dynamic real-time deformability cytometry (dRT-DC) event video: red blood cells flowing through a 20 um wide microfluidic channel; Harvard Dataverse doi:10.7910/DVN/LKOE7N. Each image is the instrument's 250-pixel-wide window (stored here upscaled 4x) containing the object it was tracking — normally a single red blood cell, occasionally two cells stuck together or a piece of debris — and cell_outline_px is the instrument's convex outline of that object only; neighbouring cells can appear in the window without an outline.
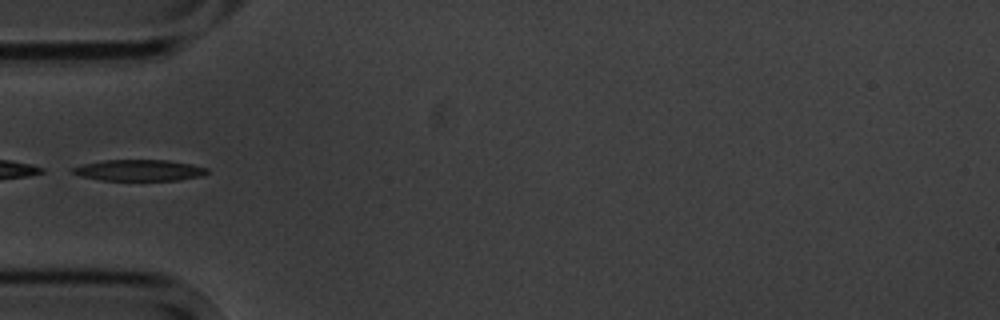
{"species": "common noctule bat (a hibernating species)", "species_latin": "Nyctalus noctula", "temperature_condition": "cold", "stored_images_in_passage": 6, "segment_of_instrument_passage": [2, 2], "camera_frame_rate_fps": 3000, "um_per_image_px": 0.085, "animal": {"sex": "male", "body_mass_g": 20.1, "forearm_length_mm": 53.5}, "frame": {"image": 1, "passage_image": 5, "time_ms": 4.667, "image_size_px": [1000, 320], "cell_outline_px": [[208, 172], [204, 176], [180, 180], [100, 180], [80, 176], [68, 172], [72, 168], [84, 164], [104, 160], [168, 160], [192, 164], [208, 168]], "centroid_in_image_um": [11.84, 14.48], "position_along_channel_um": 73.2, "area_um2": 16.76}}
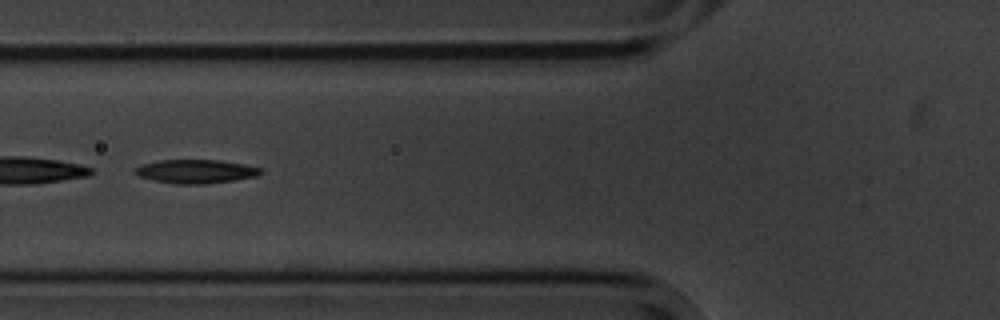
{"frame": {"image": 2, "passage_image": 6, "time_ms": 5.667, "image_size_px": [1000, 320], "cell_outline_px": [[264, 172], [260, 176], [236, 180], [204, 184], [176, 184], [152, 180], [140, 176], [132, 172], [140, 164], [160, 160], [216, 160], [244, 164], [260, 168]], "centroid_in_image_um": [16.66, 14.57], "position_along_channel_um": 109.1, "area_um2": 17.51}}